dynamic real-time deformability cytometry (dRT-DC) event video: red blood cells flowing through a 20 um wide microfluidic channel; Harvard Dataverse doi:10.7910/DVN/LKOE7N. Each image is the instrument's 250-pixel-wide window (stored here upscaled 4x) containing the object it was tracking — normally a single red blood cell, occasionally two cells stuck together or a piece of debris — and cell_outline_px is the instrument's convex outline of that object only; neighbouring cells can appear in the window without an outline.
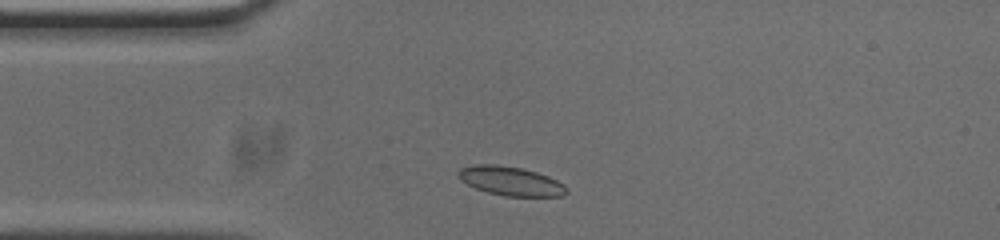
{"species": "common noctule bat (a hibernating species)", "species_latin": "Nyctalus noctula", "temperature_condition": "cold", "stored_images_in_passage": 38, "camera_frame_rate_fps": 3000, "um_per_image_px": 0.085, "animal": {"sex": "male", "body_mass_g": 20.0, "forearm_length_mm": 53.3}, "frame": {"image": 1, "passage_image": 3, "time_ms": 0.667, "image_size_px": [1000, 240], "cell_outline_px": [[568, 192], [564, 196], [504, 196], [488, 192], [476, 188], [460, 180], [456, 172], [460, 168], [476, 164], [496, 164], [520, 168], [536, 172], [548, 176], [564, 184]], "centroid_in_image_um": [43.39, 15.39], "position_along_channel_um": 41.6, "area_um2": 18.26}}
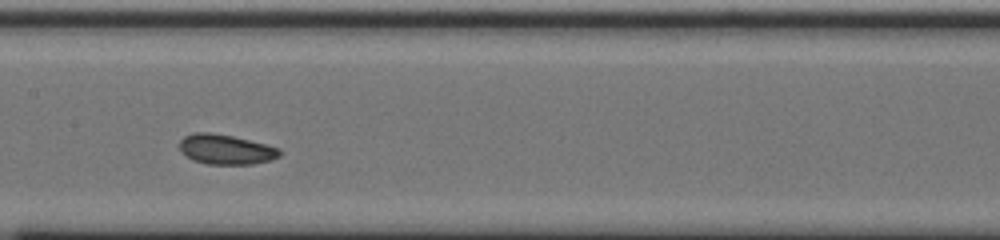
{"frame": {"image": 2, "passage_image": 16, "time_ms": 5.0, "image_size_px": [1000, 240], "cell_outline_px": [[280, 156], [272, 160], [252, 164], [208, 164], [192, 160], [180, 148], [180, 140], [184, 136], [196, 132], [208, 132], [232, 136], [280, 148]], "centroid_in_image_um": [19.21, 12.7], "position_along_channel_um": 188.2, "area_um2": 17.22}}
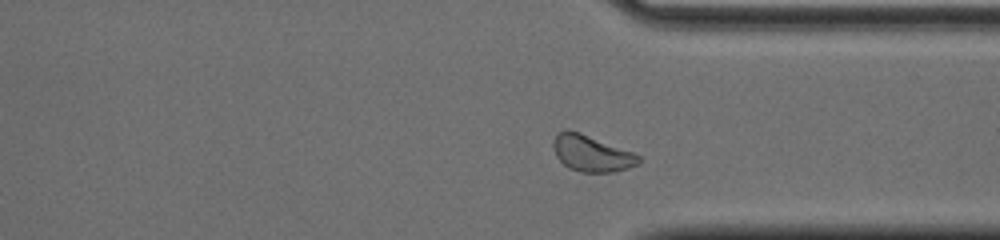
{"frame": {"image": 3, "passage_image": 30, "time_ms": 9.667, "image_size_px": [1000, 240], "cell_outline_px": [[640, 164], [616, 172], [580, 172], [568, 168], [556, 156], [552, 144], [556, 136], [560, 132], [568, 128], [580, 132], [632, 152], [640, 156]], "centroid_in_image_um": [50.28, 13.05], "position_along_channel_um": 361.1, "area_um2": 18.03}, "authors_computed_cell_mechanics": {"area_um2": 17.5712, "velocity_mm_per_s": 3.7237, "shape_relaxation_time_tau1_ms": 2.5283, "shape_relaxation_time_tau2_ms": 2.7222, "deformation_change_tau1": 0.0861, "deformation_change_tau2": 0.0693}}